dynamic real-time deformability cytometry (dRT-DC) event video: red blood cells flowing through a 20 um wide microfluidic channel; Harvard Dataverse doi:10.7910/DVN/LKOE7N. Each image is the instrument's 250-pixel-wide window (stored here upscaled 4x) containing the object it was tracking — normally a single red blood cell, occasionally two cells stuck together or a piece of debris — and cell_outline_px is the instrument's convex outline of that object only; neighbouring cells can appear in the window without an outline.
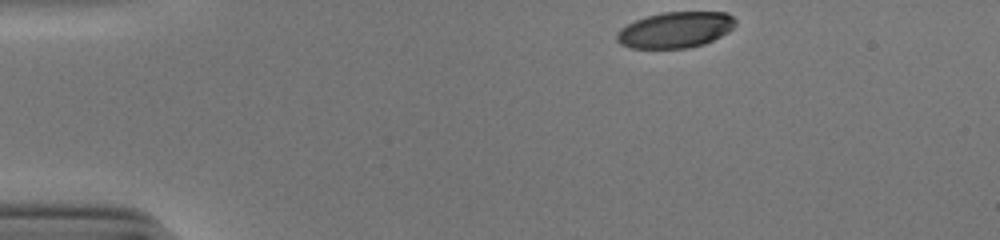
{"species": "human", "species_latin": "Homo sapiens", "temperature_condition": "cold", "stored_images_in_passage": 9, "camera_frame_rate_fps": 3000, "um_per_image_px": 0.085, "donor": {"sex": "male"}, "frame": {"image": 1, "passage_image": 1, "time_ms": 0.0, "image_size_px": [1000, 240], "cell_outline_px": [[736, 24], [728, 32], [704, 44], [688, 48], [632, 48], [620, 44], [616, 40], [616, 32], [620, 28], [636, 20], [660, 12], [728, 12], [736, 20]], "centroid_in_image_um": [57.4, 2.53], "position_along_channel_um": 27.6, "area_um2": 24.91}}